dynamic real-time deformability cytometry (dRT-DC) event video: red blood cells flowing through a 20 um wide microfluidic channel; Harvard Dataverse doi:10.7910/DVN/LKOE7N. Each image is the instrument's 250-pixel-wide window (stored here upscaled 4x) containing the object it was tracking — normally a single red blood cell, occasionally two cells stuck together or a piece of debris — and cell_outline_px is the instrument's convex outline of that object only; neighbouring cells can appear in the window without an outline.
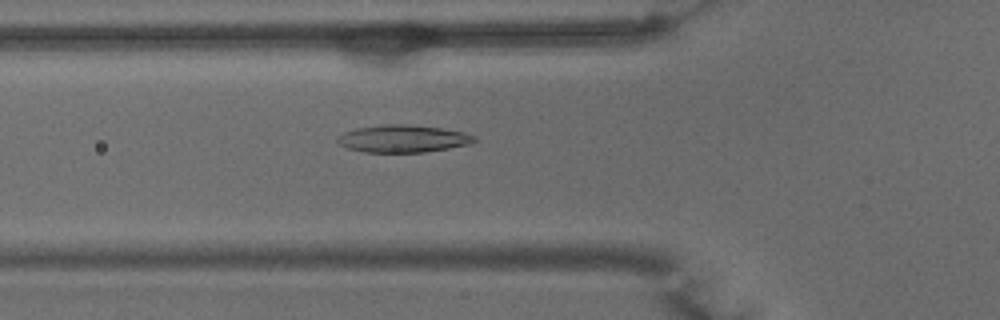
{"species": "common noctule bat (a hibernating species)", "species_latin": "Nyctalus noctula", "temperature_condition": "warm", "stored_images_in_passage": 52, "camera_frame_rate_fps": 3000, "um_per_image_px": 0.085, "animal": {"sex": "male", "body_mass_g": 15.6}, "frame": {"image": 1, "passage_image": 18, "time_ms": 5.667, "image_size_px": [1000, 320], "cell_outline_px": [[476, 140], [468, 144], [448, 148], [424, 152], [364, 152], [348, 148], [340, 144], [336, 140], [344, 132], [356, 128], [384, 124], [408, 124], [444, 128], [464, 132], [476, 136]], "centroid_in_image_um": [34.27, 11.78], "position_along_channel_um": 91.5, "area_um2": 21.79}}
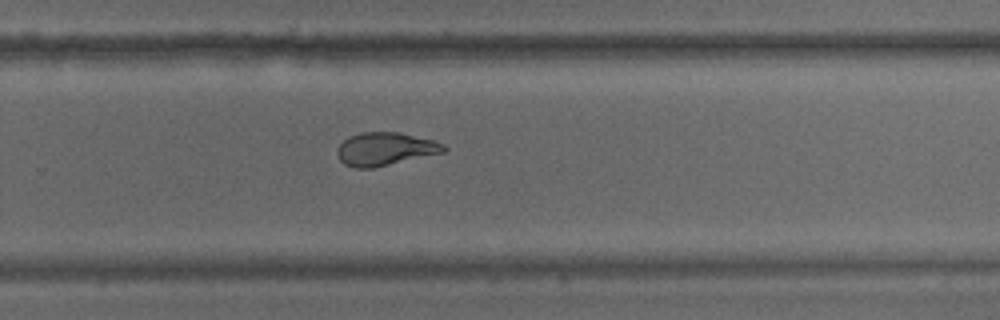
{"frame": {"image": 2, "passage_image": 34, "time_ms": 11.0, "image_size_px": [1000, 320], "cell_outline_px": [[448, 148], [444, 152], [372, 168], [356, 168], [344, 164], [340, 160], [336, 152], [336, 148], [348, 136], [360, 132], [400, 132], [432, 140], [444, 144]], "centroid_in_image_um": [32.71, 12.65], "position_along_channel_um": 297.1, "area_um2": 20.52}}
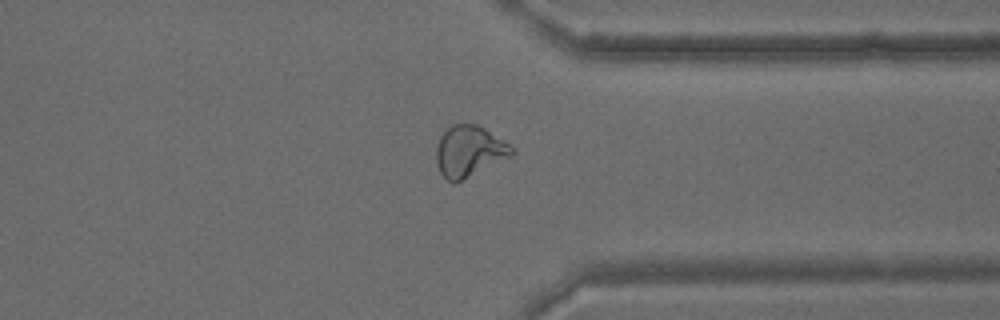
{"frame": {"image": 3, "passage_image": 40, "time_ms": 13.0, "image_size_px": [1000, 320], "cell_outline_px": [[516, 152], [512, 156], [460, 180], [448, 180], [440, 172], [436, 164], [436, 148], [440, 136], [452, 124], [476, 124], [484, 128], [516, 148]], "centroid_in_image_um": [39.9, 12.82], "position_along_channel_um": 371.5, "area_um2": 22.14}, "authors_computed_cell_mechanics": {"area_um2": 22.5131, "velocity_mm_per_s": 3.8435, "shape_relaxation_time_tau1_ms": null, "shape_relaxation_time_tau2_ms": 1.2506, "deformation_change_tau1": null, "deformation_change_tau2": 0.0748}}